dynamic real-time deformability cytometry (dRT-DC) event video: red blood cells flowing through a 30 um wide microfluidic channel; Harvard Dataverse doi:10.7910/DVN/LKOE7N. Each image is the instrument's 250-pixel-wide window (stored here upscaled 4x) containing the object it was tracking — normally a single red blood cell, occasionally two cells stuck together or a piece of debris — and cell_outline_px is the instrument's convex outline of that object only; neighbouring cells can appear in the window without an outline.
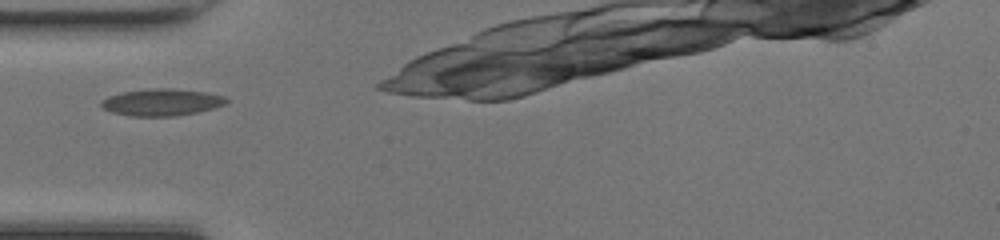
{"species": "common noctule bat (a hibernating species)", "species_latin": "Nyctalus noctula", "temperature_condition": "room temperature", "stored_images_in_passage": 7, "camera_frame_rate_fps": 3000, "um_per_image_px": 0.085, "animal": {"sex": "female", "body_mass_g": 17.0, "forearm_length_mm": 48.0}, "frame": {"image": 1, "passage_image": 1, "time_ms": 0.0, "image_size_px": [1000, 240], "cell_outline_px": [[228, 100], [224, 104], [212, 108], [196, 112], [176, 116], [132, 116], [112, 112], [104, 108], [100, 104], [108, 96], [124, 92], [152, 88], [172, 88], [204, 92], [228, 96]], "centroid_in_image_um": [13.77, 8.69], "position_along_channel_um": 71.2, "area_um2": 19.42}}